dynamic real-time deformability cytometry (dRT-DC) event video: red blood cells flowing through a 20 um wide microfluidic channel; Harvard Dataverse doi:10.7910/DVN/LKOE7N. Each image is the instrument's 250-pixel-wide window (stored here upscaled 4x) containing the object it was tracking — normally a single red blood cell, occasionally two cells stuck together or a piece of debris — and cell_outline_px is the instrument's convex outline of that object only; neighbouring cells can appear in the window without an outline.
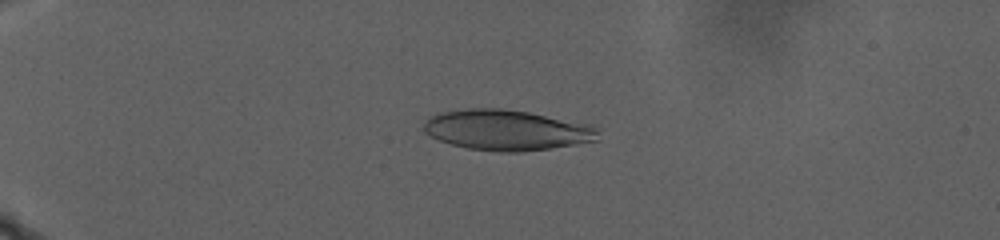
{"species": "human", "species_latin": "Homo sapiens", "temperature_condition": "warm", "stored_images_in_passage": 102, "camera_frame_rate_fps": 3000, "um_per_image_px": 0.085, "donor": {"sex": "male"}, "frame": {"image": 1, "passage_image": 29, "time_ms": 9.333, "image_size_px": [1000, 240], "cell_outline_px": [[600, 140], [552, 148], [524, 152], [500, 152], [468, 148], [452, 144], [440, 140], [424, 132], [424, 124], [428, 116], [436, 112], [468, 108], [500, 108], [528, 112], [592, 124], [596, 128]], "centroid_in_image_um": [43.08, 11.05], "position_along_channel_um": 41.9, "area_um2": 41.44}}
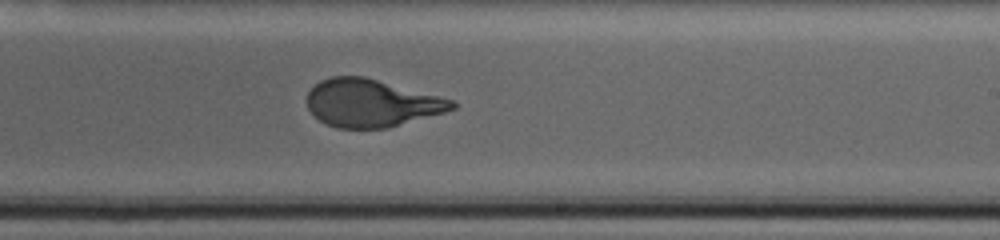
{"frame": {"image": 2, "passage_image": 68, "time_ms": 22.333, "image_size_px": [1000, 240], "cell_outline_px": [[456, 108], [444, 112], [388, 128], [336, 128], [320, 120], [308, 108], [308, 92], [320, 80], [332, 76], [364, 76], [456, 100]], "centroid_in_image_um": [31.6, 8.75], "position_along_channel_um": 257.4, "area_um2": 40.11}}
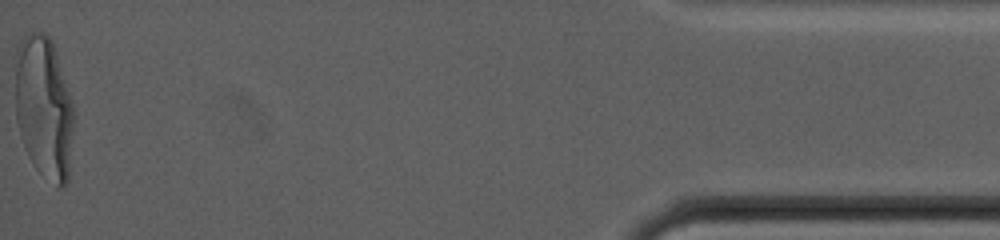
{"frame": {"image": 3, "passage_image": 102, "time_ms": 33.667, "image_size_px": [1000, 240], "cell_outline_px": [[72, 132], [68, 180], [64, 188], [56, 188], [32, 164], [28, 156], [20, 136], [16, 120], [16, 48], [20, 40], [28, 32], [44, 32], [52, 40], [72, 104]], "centroid_in_image_um": [3.71, 9.16], "position_along_channel_um": 431.5, "area_um2": 48.44}, "authors_computed_cell_mechanics": {"area_um2": 41.8472, "velocity_mm_per_s": 2.1882, "shape_relaxation_time_tau1_ms": 9.6432, "shape_relaxation_time_tau2_ms": null, "deformation_change_tau1": 0.2707, "deformation_change_tau2": null}}